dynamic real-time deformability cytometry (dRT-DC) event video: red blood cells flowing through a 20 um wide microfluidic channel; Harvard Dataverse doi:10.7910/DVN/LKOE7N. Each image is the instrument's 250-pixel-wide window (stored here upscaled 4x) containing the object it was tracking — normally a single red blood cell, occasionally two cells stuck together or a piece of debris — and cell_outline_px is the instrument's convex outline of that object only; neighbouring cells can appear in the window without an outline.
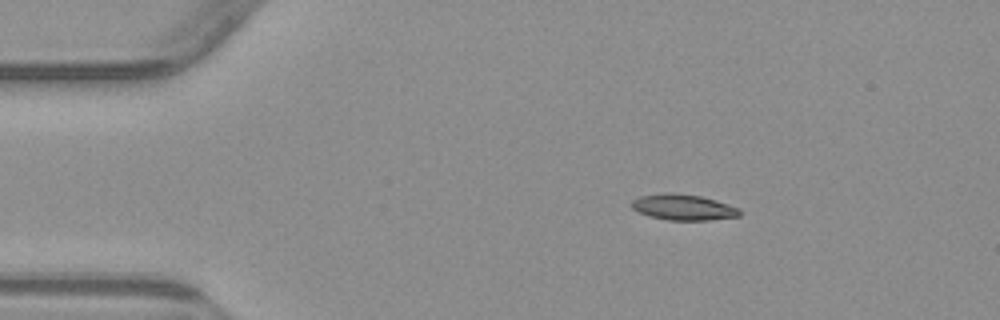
{"species": "common noctule bat (a hibernating species)", "species_latin": "Nyctalus noctula", "temperature_condition": "warm", "stored_images_in_passage": 2, "camera_frame_rate_fps": 3000, "um_per_image_px": 0.085, "animal": {"sex": "male", "body_mass_g": 23.1, "forearm_length_mm": 52.7}, "frame": {"image": 1, "passage_image": 1, "time_ms": 0.0, "image_size_px": [1000, 320], "cell_outline_px": [[740, 216], [708, 220], [668, 220], [648, 216], [632, 208], [632, 200], [640, 196], [664, 192], [668, 192], [700, 196], [716, 200], [740, 208]], "centroid_in_image_um": [58.08, 17.61], "position_along_channel_um": 26.9, "area_um2": 16.24}}